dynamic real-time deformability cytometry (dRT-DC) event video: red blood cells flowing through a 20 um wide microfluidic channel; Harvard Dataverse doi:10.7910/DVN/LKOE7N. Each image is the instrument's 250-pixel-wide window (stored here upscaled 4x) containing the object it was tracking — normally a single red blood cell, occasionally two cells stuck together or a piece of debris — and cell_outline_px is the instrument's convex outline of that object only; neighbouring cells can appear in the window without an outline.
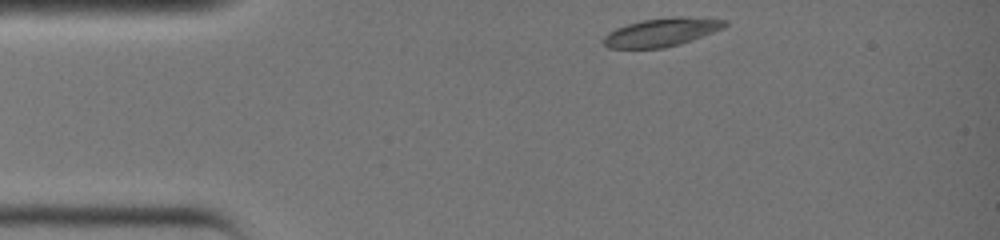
{"species": "common noctule bat (a hibernating species)", "species_latin": "Nyctalus noctula", "temperature_condition": "warm", "stored_images_in_passage": 27, "camera_frame_rate_fps": 3000, "um_per_image_px": 0.085, "animal": {"sex": "female", "body_mass_g": 19.0, "forearm_length_mm": 51.5}, "frame": {"image": 1, "passage_image": 1, "time_ms": 0.0, "image_size_px": [1000, 240], "cell_outline_px": [[728, 24], [724, 28], [692, 40], [680, 44], [664, 48], [608, 48], [604, 44], [604, 36], [608, 32], [616, 28], [628, 24], [644, 20], [672, 16], [680, 16], [728, 20]], "centroid_in_image_um": [56.26, 2.74], "position_along_channel_um": 28.7, "area_um2": 20.0}}
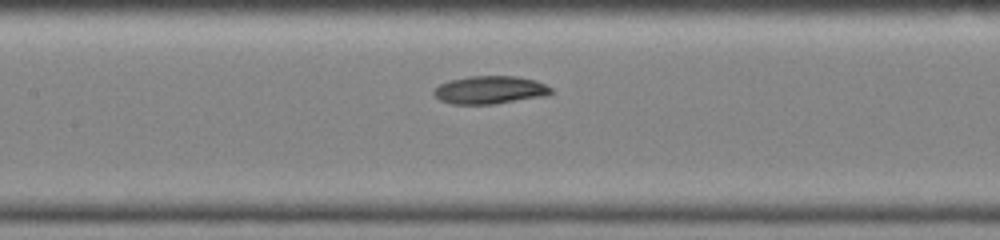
{"frame": {"image": 2, "passage_image": 12, "time_ms": 3.667, "image_size_px": [1000, 240], "cell_outline_px": [[552, 92], [544, 96], [496, 104], [452, 104], [440, 100], [432, 92], [432, 88], [440, 84], [452, 80], [468, 76], [516, 76], [536, 80], [552, 88]], "centroid_in_image_um": [41.63, 7.64], "position_along_channel_um": 165.8, "area_um2": 19.13}}
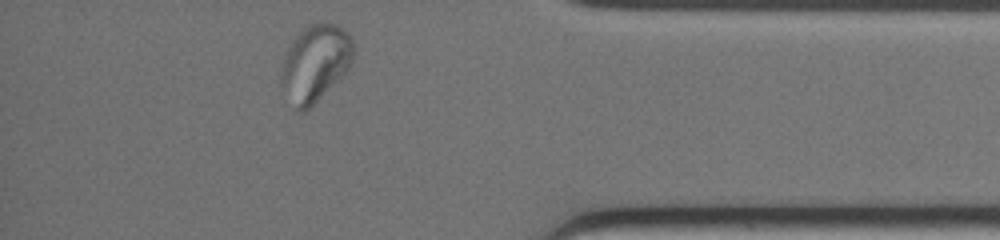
{"frame": {"image": 3, "passage_image": 27, "time_ms": 8.667, "image_size_px": [1000, 240], "cell_outline_px": [[352, 60], [348, 68], [308, 108], [300, 112], [296, 108], [280, 80], [280, 76], [284, 60], [288, 48], [292, 40], [308, 24], [320, 20], [336, 24], [348, 32], [352, 40]], "centroid_in_image_um": [26.8, 5.26], "position_along_channel_um": 408.4, "area_um2": 31.27}}